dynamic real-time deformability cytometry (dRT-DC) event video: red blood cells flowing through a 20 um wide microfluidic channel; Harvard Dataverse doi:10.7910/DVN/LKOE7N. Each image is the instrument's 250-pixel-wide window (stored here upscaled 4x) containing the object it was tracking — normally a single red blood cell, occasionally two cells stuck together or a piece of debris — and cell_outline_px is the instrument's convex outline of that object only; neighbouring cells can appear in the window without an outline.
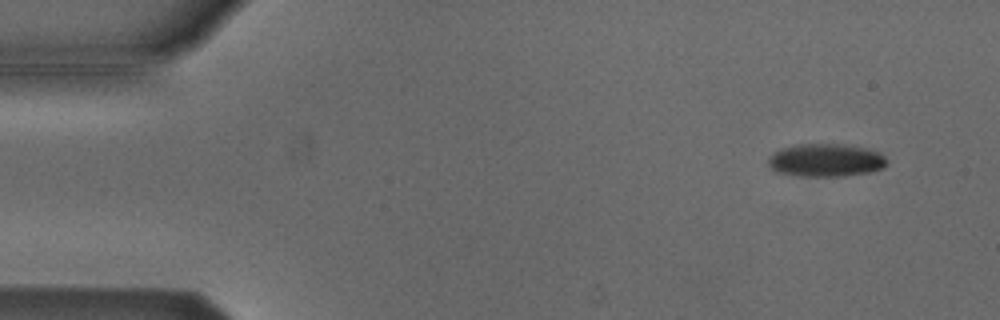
{"species": "Egyptian fruit bat (a non-hibernating species)", "species_latin": "Rousettus aegyptiacus", "temperature_condition": "cold", "stored_images_in_passage": 5, "camera_frame_rate_fps": 3000, "um_per_image_px": 0.085, "animal": {"sex": "male"}, "frame": {"image": 1, "passage_image": 1, "time_ms": 0.0, "image_size_px": [1000, 320], "cell_outline_px": [[888, 164], [884, 168], [872, 172], [844, 176], [800, 176], [776, 172], [768, 164], [768, 156], [772, 152], [796, 144], [844, 144], [864, 148], [880, 152], [888, 160]], "centroid_in_image_um": [70.22, 13.62], "position_along_channel_um": 14.8, "area_um2": 23.06}}
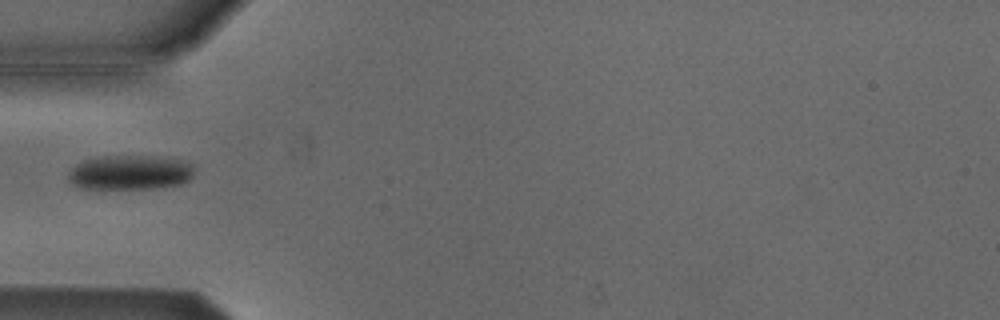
{"frame": {"image": 2, "passage_image": 4, "time_ms": 1.0, "image_size_px": [1000, 320], "cell_outline_px": [[192, 176], [184, 184], [156, 188], [80, 188], [68, 184], [68, 172], [76, 164], [84, 160], [104, 156], [144, 156], [180, 160], [192, 164]], "centroid_in_image_um": [11.0, 14.67], "position_along_channel_um": 74.0, "area_um2": 25.26}}
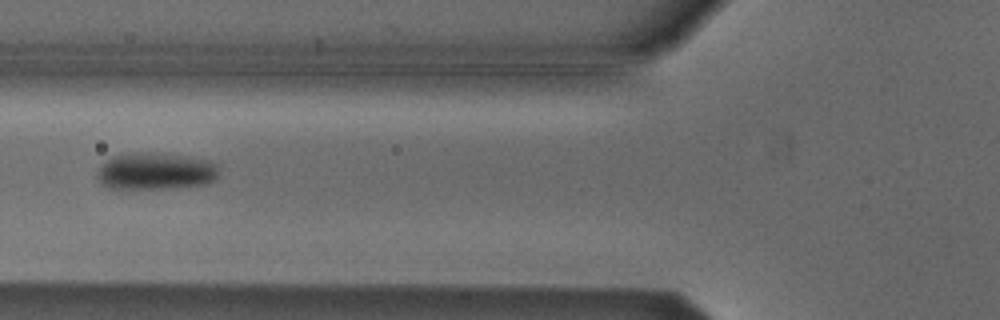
{"frame": {"image": 3, "passage_image": 5, "time_ms": 1.333, "image_size_px": [1000, 320], "cell_outline_px": [[220, 176], [216, 180], [204, 184], [164, 188], [108, 188], [100, 184], [96, 176], [96, 172], [100, 164], [112, 156], [140, 152], [152, 152], [188, 156], [212, 160], [220, 164]], "centroid_in_image_um": [13.27, 14.53], "position_along_channel_um": 112.5, "area_um2": 26.82}}